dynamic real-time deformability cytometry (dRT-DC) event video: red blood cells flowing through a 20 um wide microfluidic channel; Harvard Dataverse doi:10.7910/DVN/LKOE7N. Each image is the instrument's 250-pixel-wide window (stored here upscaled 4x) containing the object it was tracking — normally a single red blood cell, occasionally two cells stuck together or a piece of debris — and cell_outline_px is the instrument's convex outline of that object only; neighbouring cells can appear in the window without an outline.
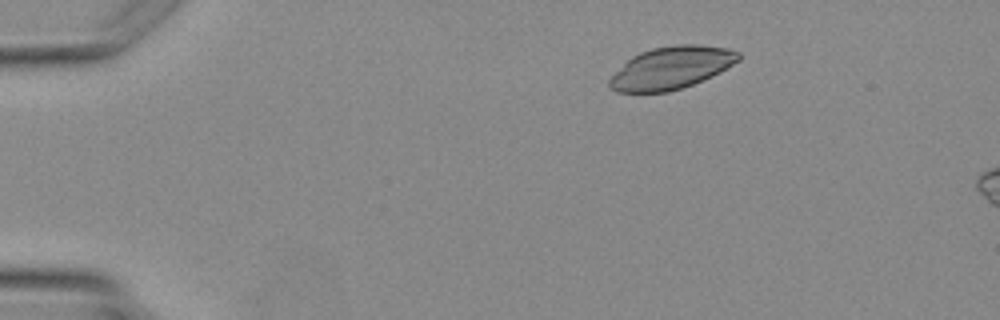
{"species": "Egyptian fruit bat (a non-hibernating species)", "species_latin": "Rousettus aegyptiacus", "temperature_condition": "warm", "stored_images_in_passage": 3, "camera_frame_rate_fps": 3000, "um_per_image_px": 0.085, "animal": {"sex": "female"}, "frame": {"image": 1, "passage_image": 1, "time_ms": 0.0, "image_size_px": [1000, 320], "cell_outline_px": [[740, 60], [720, 72], [712, 76], [692, 84], [668, 92], [616, 92], [608, 84], [608, 80], [632, 56], [640, 52], [652, 48], [676, 44], [700, 44], [728, 48], [740, 52]], "centroid_in_image_um": [57.09, 5.75], "position_along_channel_um": 27.9, "area_um2": 31.79}}